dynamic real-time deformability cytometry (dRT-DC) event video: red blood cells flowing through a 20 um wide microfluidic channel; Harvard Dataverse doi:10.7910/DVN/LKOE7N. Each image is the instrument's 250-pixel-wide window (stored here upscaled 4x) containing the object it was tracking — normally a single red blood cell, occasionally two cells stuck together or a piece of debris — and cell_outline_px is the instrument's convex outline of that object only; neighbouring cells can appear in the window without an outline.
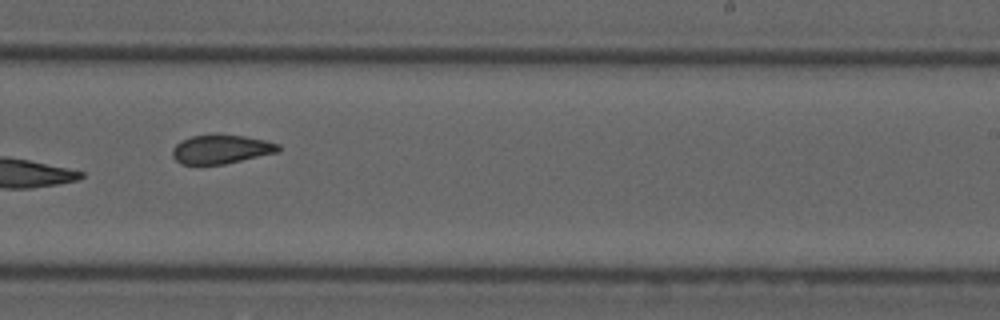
{"species": "common noctule bat (a hibernating species)", "species_latin": "Nyctalus noctula", "temperature_condition": "cold", "stored_images_in_passage": 14, "camera_frame_rate_fps": 3000, "um_per_image_px": 0.085, "animal": {"sex": "male", "forearm_length_mm": 52.5}, "frame": {"image": 1, "passage_image": 10, "time_ms": 11.333, "image_size_px": [1000, 320], "cell_outline_px": [[280, 152], [224, 164], [180, 164], [172, 156], [172, 148], [180, 140], [192, 136], [244, 136], [264, 140], [280, 144]], "centroid_in_image_um": [18.8, 12.71], "position_along_channel_um": 270.2, "area_um2": 17.57}}
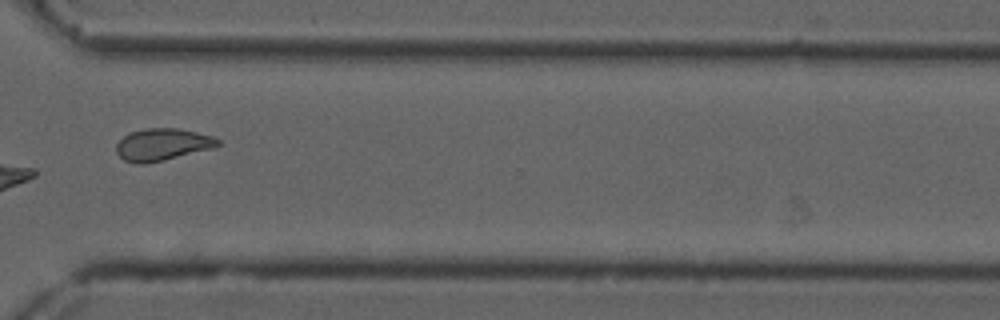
{"frame": {"image": 2, "passage_image": 12, "time_ms": 13.667, "image_size_px": [1000, 320], "cell_outline_px": [[220, 144], [216, 148], [164, 160], [144, 164], [136, 164], [124, 160], [116, 152], [116, 144], [128, 132], [148, 128], [180, 128], [212, 136], [220, 140]], "centroid_in_image_um": [13.82, 12.29], "position_along_channel_um": 356.8, "area_um2": 19.19}, "authors_computed_cell_mechanics": {"area_um2": 18.7561, "velocity_mm_per_s": 3.7106, "shape_relaxation_time_tau1_ms": null, "shape_relaxation_time_tau2_ms": 2.2478, "deformation_change_tau1": null, "deformation_change_tau2": 0.0662}}